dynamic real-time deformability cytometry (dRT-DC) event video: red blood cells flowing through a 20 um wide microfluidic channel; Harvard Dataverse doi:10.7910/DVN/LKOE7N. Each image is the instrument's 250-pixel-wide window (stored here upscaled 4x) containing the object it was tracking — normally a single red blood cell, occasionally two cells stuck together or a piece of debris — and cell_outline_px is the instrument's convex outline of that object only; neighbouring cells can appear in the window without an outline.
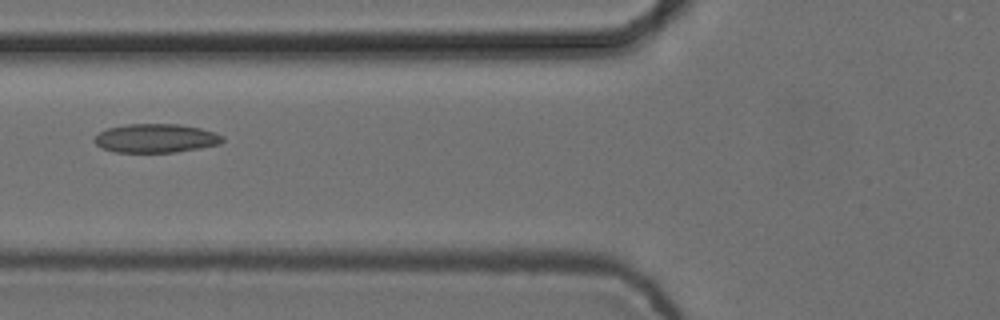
{"species": "common noctule bat (a hibernating species)", "species_latin": "Nyctalus noctula", "temperature_condition": "cold", "stored_images_in_passage": 6, "camera_frame_rate_fps": 3000, "um_per_image_px": 0.085, "animal": {"sex": "female", "body_mass_g": 24.6, "forearm_length_mm": 56.2}, "frame": {"image": 1, "passage_image": 6, "time_ms": 1.667, "image_size_px": [1000, 320], "cell_outline_px": [[224, 140], [220, 144], [200, 148], [176, 152], [116, 152], [104, 148], [96, 144], [92, 140], [100, 132], [108, 128], [128, 124], [180, 124], [200, 128], [224, 136]], "centroid_in_image_um": [13.26, 11.75], "position_along_channel_um": 112.5, "area_um2": 21.39}}